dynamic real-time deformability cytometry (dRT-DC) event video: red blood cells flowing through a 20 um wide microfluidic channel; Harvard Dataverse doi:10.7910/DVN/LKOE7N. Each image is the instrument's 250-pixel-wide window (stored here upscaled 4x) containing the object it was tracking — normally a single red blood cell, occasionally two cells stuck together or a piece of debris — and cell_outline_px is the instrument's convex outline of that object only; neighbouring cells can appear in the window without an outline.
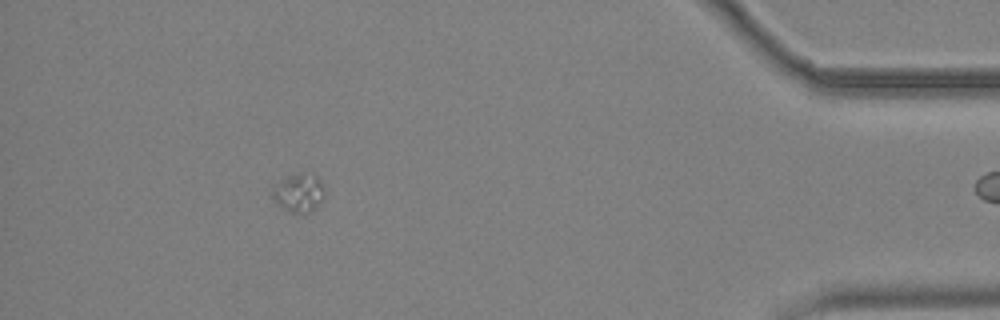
{"species": "common noctule bat (a hibernating species)", "species_latin": "Nyctalus noctula", "temperature_condition": "cold", "stored_images_in_passage": 41, "segment_of_instrument_passage": [1, 2], "camera_frame_rate_fps": 3000, "um_per_image_px": 0.085, "animal": {"sex": "male", "body_mass_g": 19.2, "forearm_length_mm": 51.8}, "frame": {"image": 1, "passage_image": 35, "time_ms": 11.333, "image_size_px": [1000, 320], "cell_outline_px": [[324, 192], [316, 208], [312, 212], [292, 212], [280, 208], [272, 200], [272, 188], [280, 180], [288, 176], [300, 172], [304, 172], [316, 176], [324, 184]], "centroid_in_image_um": [25.36, 16.38], "position_along_channel_um": 409.8, "area_um2": 11.79}}